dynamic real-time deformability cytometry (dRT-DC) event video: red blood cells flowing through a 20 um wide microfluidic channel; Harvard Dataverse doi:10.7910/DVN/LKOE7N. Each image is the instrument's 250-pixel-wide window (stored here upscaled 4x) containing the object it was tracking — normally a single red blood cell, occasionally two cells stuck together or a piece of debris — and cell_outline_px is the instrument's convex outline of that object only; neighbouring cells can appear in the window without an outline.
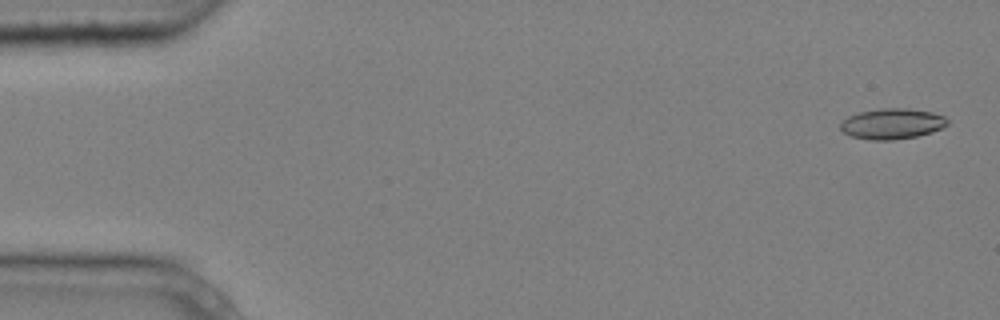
{"species": "common noctule bat (a hibernating species)", "species_latin": "Nyctalus noctula", "temperature_condition": "cold", "stored_images_in_passage": 5, "camera_frame_rate_fps": 3000, "um_per_image_px": 0.085, "animal": {"sex": "male", "body_mass_g": 20.4}, "frame": {"image": 1, "passage_image": 1, "time_ms": 0.0, "image_size_px": [1000, 320], "cell_outline_px": [[948, 124], [932, 132], [916, 136], [892, 140], [872, 140], [852, 136], [844, 132], [840, 128], [840, 124], [848, 116], [860, 112], [880, 108], [908, 108], [932, 112], [944, 116], [948, 120]], "centroid_in_image_um": [75.83, 10.51], "position_along_channel_um": 9.2, "area_um2": 18.96}}
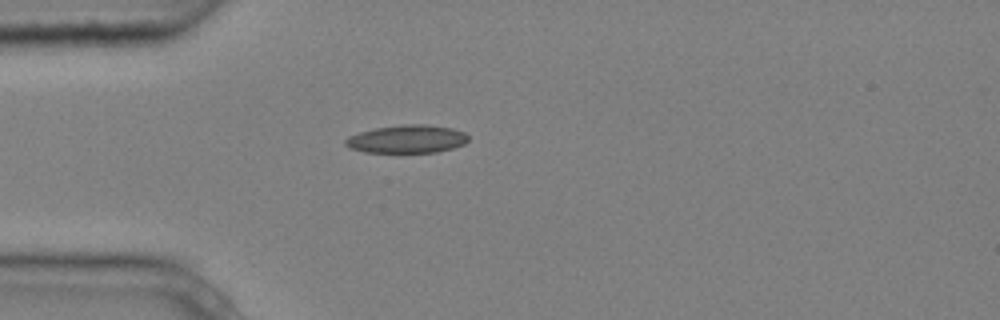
{"frame": {"image": 2, "passage_image": 4, "time_ms": 1.0, "image_size_px": [1000, 320], "cell_outline_px": [[468, 140], [464, 144], [452, 148], [436, 152], [364, 152], [352, 148], [344, 144], [344, 140], [348, 136], [360, 132], [376, 128], [404, 124], [424, 124], [452, 128], [464, 132], [468, 136]], "centroid_in_image_um": [34.6, 11.81], "position_along_channel_um": 50.4, "area_um2": 19.94}}